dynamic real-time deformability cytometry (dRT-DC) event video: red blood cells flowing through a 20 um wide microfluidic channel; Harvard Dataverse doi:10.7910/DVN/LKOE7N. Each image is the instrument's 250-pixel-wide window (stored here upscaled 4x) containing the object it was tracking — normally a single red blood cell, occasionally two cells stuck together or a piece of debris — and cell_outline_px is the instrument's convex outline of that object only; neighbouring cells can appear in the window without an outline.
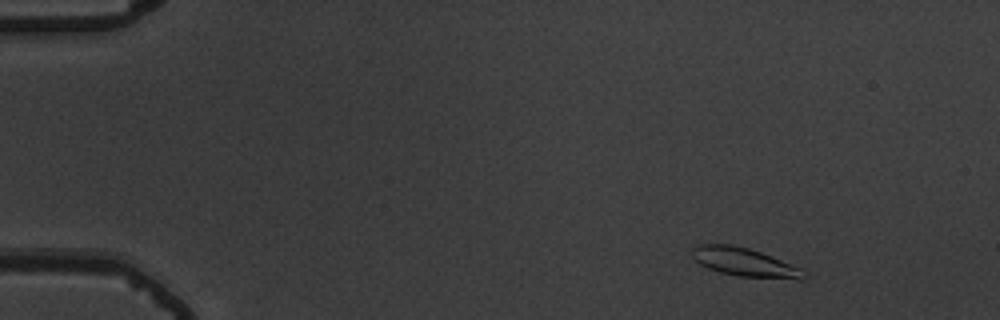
{"species": "common noctule bat (a hibernating species)", "species_latin": "Nyctalus noctula", "temperature_condition": "warm", "stored_images_in_passage": 51, "camera_frame_rate_fps": 3000, "um_per_image_px": 0.085, "animal": {"sex": "male", "body_mass_g": 19.5, "forearm_length_mm": 54.6}, "frame": {"image": 1, "passage_image": 2, "time_ms": 0.333, "image_size_px": [1000, 320], "cell_outline_px": [[808, 276], [804, 280], [800, 280], [740, 276], [720, 272], [708, 268], [700, 264], [692, 256], [692, 248], [700, 244], [732, 244], [748, 248], [760, 252], [800, 268], [808, 272]], "centroid_in_image_um": [63.33, 22.3], "position_along_channel_um": 21.7, "area_um2": 18.55}}
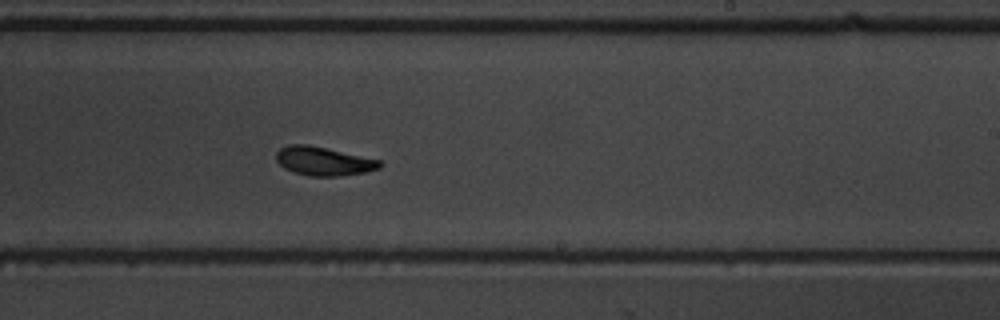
{"frame": {"image": 2, "passage_image": 30, "time_ms": 9.667, "image_size_px": [1000, 320], "cell_outline_px": [[384, 164], [380, 168], [364, 172], [340, 176], [308, 176], [284, 168], [276, 160], [276, 152], [280, 148], [288, 144], [308, 144], [380, 160]], "centroid_in_image_um": [27.49, 13.69], "position_along_channel_um": 261.5, "area_um2": 17.28}}
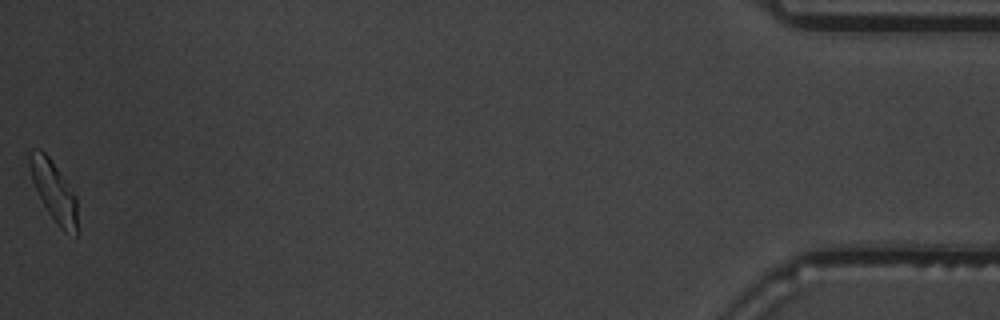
{"frame": {"image": 3, "passage_image": 51, "time_ms": 16.667, "image_size_px": [1000, 320], "cell_outline_px": [[76, 236], [64, 232], [60, 228], [48, 212], [32, 180], [28, 164], [28, 152], [32, 148], [40, 148], [48, 156], [76, 196]], "centroid_in_image_um": [4.54, 16.2], "position_along_channel_um": 430.7, "area_um2": 16.36}, "authors_computed_cell_mechanics": {"area_um2": 17.34, "velocity_mm_per_s": 3.6792, "shape_relaxation_time_tau1_ms": 3.1092, "shape_relaxation_time_tau2_ms": 3.3358, "deformation_change_tau1": 0.1682, "deformation_change_tau2": 0.084}}